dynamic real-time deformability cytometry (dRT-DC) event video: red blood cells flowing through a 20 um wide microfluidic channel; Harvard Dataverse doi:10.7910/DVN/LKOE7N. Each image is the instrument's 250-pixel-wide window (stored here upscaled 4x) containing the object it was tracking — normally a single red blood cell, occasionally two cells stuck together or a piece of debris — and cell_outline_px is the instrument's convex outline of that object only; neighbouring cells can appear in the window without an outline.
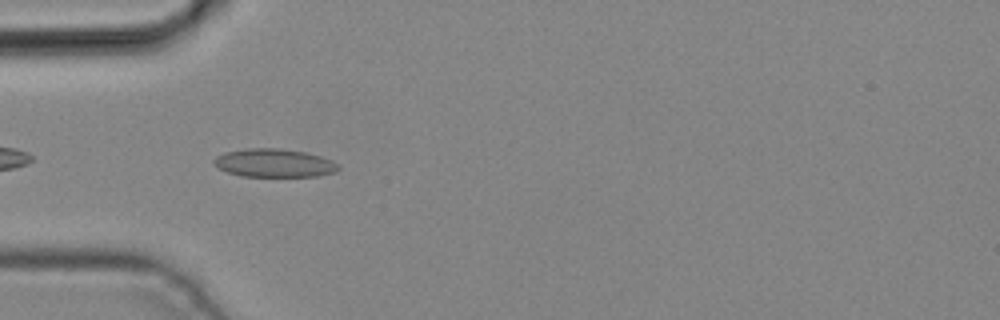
{"species": "common noctule bat (a hibernating species)", "species_latin": "Nyctalus noctula", "temperature_condition": "cold", "stored_images_in_passage": 3, "camera_frame_rate_fps": 3000, "um_per_image_px": 0.085, "animal": {"sex": "male", "body_mass_g": 19.2, "forearm_length_mm": 51.8}, "frame": {"image": 1, "passage_image": 2, "time_ms": 0.333, "image_size_px": [1000, 320], "cell_outline_px": [[340, 168], [336, 172], [316, 176], [240, 176], [228, 172], [220, 168], [212, 160], [216, 156], [224, 152], [248, 148], [280, 148], [304, 152], [320, 156], [332, 160], [340, 164]], "centroid_in_image_um": [23.33, 13.85], "position_along_channel_um": 61.7, "area_um2": 20.52}}
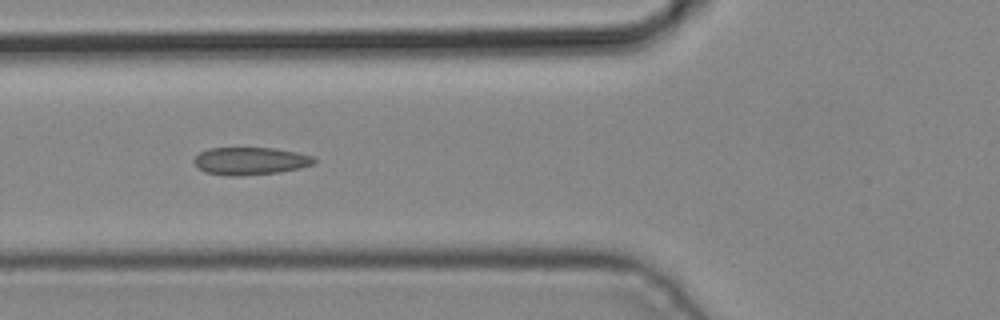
{"frame": {"image": 2, "passage_image": 3, "time_ms": 0.667, "image_size_px": [1000, 320], "cell_outline_px": [[316, 164], [300, 168], [280, 172], [240, 176], [228, 176], [204, 172], [196, 168], [192, 160], [200, 152], [208, 148], [272, 148], [296, 152], [312, 156], [316, 160]], "centroid_in_image_um": [21.24, 13.69], "position_along_channel_um": 104.6, "area_um2": 19.54}}